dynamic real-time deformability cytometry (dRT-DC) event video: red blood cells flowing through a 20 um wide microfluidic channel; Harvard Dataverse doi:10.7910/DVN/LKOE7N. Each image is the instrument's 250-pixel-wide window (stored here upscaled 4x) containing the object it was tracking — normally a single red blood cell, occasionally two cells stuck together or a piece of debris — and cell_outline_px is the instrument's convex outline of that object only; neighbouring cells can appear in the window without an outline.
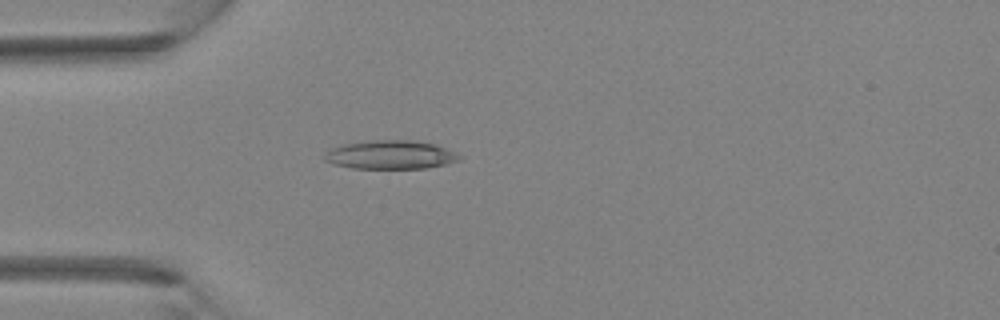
{"species": "Egyptian fruit bat (a non-hibernating species)", "species_latin": "Rousettus aegyptiacus", "temperature_condition": "room temperature", "stored_images_in_passage": 30, "camera_frame_rate_fps": 3000, "um_per_image_px": 0.085, "animal": {"sex": "female"}, "frame": {"image": 1, "passage_image": 1, "time_ms": 0.0, "image_size_px": [1000, 320], "cell_outline_px": [[464, 156], [460, 160], [444, 164], [424, 168], [352, 168], [332, 164], [324, 160], [324, 156], [332, 148], [344, 144], [372, 140], [412, 140], [436, 144], [456, 152]], "centroid_in_image_um": [33.23, 13.15], "position_along_channel_um": 51.8, "area_um2": 22.48}}
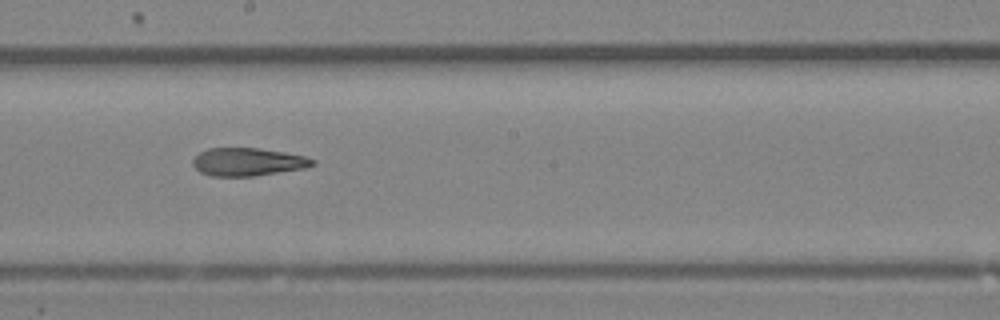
{"frame": {"image": 2, "passage_image": 12, "time_ms": 3.667, "image_size_px": [1000, 320], "cell_outline_px": [[316, 164], [304, 168], [252, 176], [212, 176], [200, 172], [192, 164], [192, 160], [200, 152], [208, 148], [260, 148], [284, 152], [304, 156], [316, 160]], "centroid_in_image_um": [21.06, 13.75], "position_along_channel_um": 227.1, "area_um2": 19.42}}
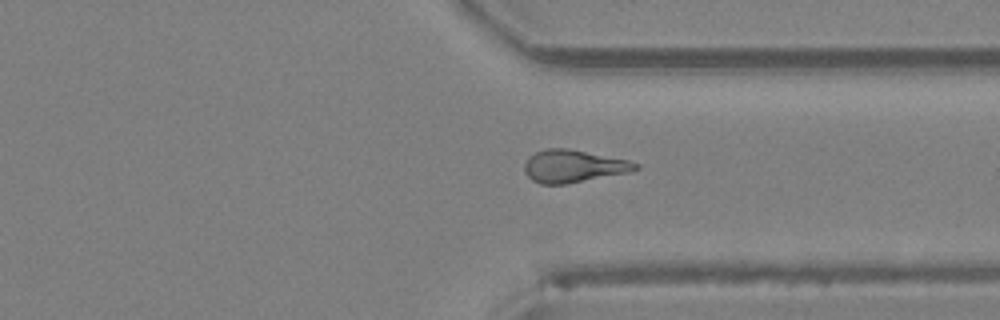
{"frame": {"image": 3, "passage_image": 20, "time_ms": 6.333, "image_size_px": [1000, 320], "cell_outline_px": [[640, 168], [632, 172], [564, 184], [540, 184], [532, 180], [524, 172], [524, 164], [528, 156], [536, 152], [548, 148], [568, 148], [628, 160], [640, 164]], "centroid_in_image_um": [48.74, 14.12], "position_along_channel_um": 362.7, "area_um2": 21.15}}